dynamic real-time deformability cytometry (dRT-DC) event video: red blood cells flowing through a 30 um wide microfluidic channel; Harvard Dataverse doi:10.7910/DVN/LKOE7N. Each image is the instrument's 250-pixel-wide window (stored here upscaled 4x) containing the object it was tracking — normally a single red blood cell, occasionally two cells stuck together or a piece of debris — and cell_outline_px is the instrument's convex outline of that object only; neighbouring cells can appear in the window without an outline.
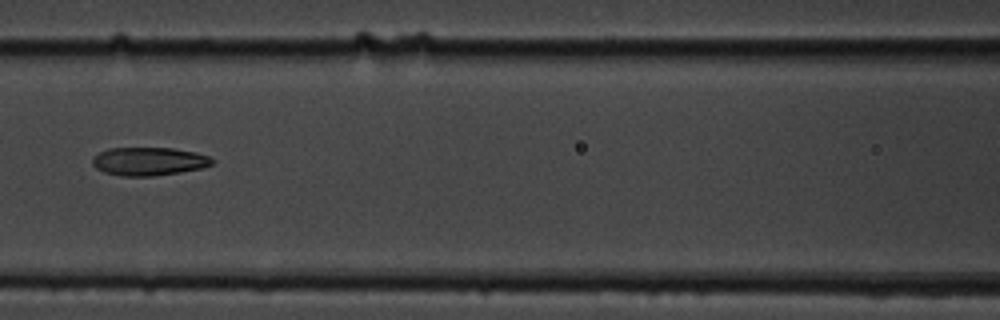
{"species": "common noctule bat (a hibernating species)", "species_latin": "Nyctalus noctula", "temperature_condition": "cold", "stored_images_in_passage": 12, "camera_frame_rate_fps": 3000, "um_per_image_px": 0.085, "animal": {"sex": "male", "body_mass_g": 19.5, "forearm_length_mm": 54.6}, "frame": {"image": 1, "passage_image": 4, "time_ms": 4.333, "image_size_px": [1000, 320], "cell_outline_px": [[216, 160], [212, 164], [200, 168], [180, 172], [152, 176], [120, 176], [104, 172], [96, 168], [92, 164], [92, 156], [108, 148], [172, 148], [196, 152], [208, 156]], "centroid_in_image_um": [12.63, 13.71], "position_along_channel_um": 154.0, "area_um2": 19.77}}
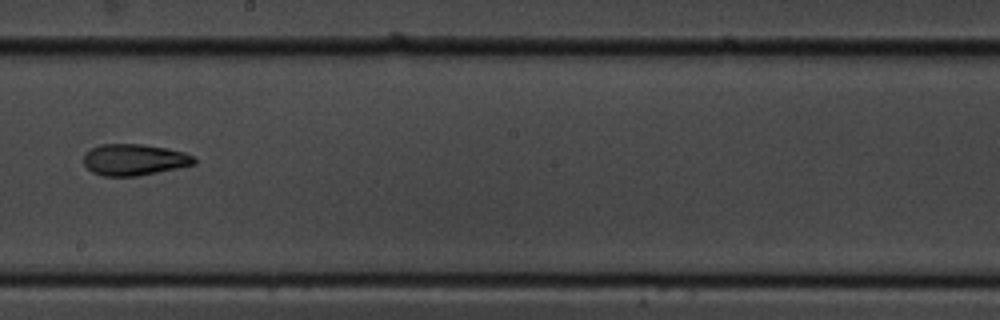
{"frame": {"image": 2, "passage_image": 6, "time_ms": 6.667, "image_size_px": [1000, 320], "cell_outline_px": [[196, 164], [136, 176], [100, 176], [92, 172], [84, 164], [84, 156], [92, 148], [100, 144], [140, 144], [168, 148], [184, 152], [192, 156], [196, 160]], "centroid_in_image_um": [11.4, 13.57], "position_along_channel_um": 236.8, "area_um2": 20.06}}
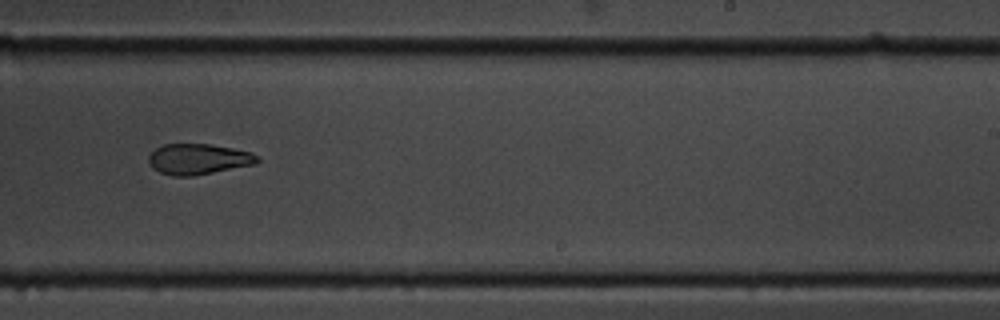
{"frame": {"image": 3, "passage_image": 7, "time_ms": 7.667, "image_size_px": [1000, 320], "cell_outline_px": [[260, 160], [256, 164], [192, 176], [172, 176], [160, 172], [152, 168], [148, 164], [148, 156], [156, 148], [164, 144], [208, 144], [232, 148], [252, 152]], "centroid_in_image_um": [16.84, 13.53], "position_along_channel_um": 272.2, "area_um2": 19.42}, "authors_computed_cell_mechanics": {"area_um2": 20.23, "velocity_mm_per_s": 3.5474, "shape_relaxation_time_tau1_ms": null, "shape_relaxation_time_tau2_ms": 5.3847, "deformation_change_tau1": null, "deformation_change_tau2": 0.1003}}